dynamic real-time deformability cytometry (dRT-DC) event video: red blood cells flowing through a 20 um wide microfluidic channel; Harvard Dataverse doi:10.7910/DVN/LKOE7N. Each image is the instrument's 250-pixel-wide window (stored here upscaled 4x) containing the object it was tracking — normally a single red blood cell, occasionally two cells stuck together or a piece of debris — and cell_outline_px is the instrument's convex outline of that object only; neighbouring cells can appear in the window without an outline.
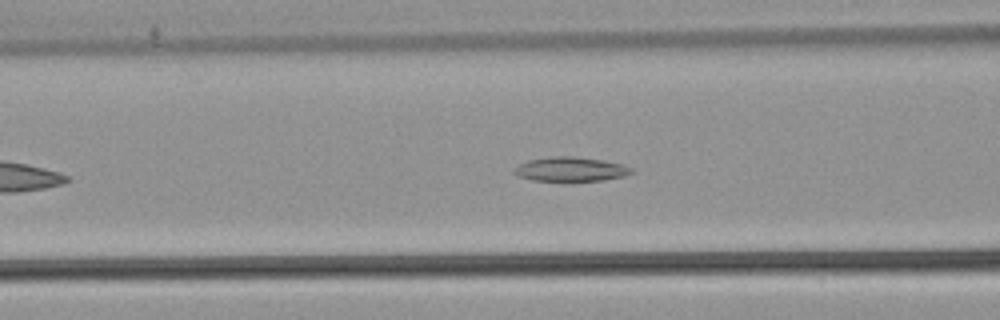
{"species": "common noctule bat (a hibernating species)", "species_latin": "Nyctalus noctula", "temperature_condition": "warm", "stored_images_in_passage": 37, "camera_frame_rate_fps": 3000, "um_per_image_px": 0.085, "animal": {"sex": "male", "body_mass_g": 21.5, "forearm_length_mm": 52.0}, "frame": {"image": 1, "passage_image": 12, "time_ms": 3.667, "image_size_px": [1000, 320], "cell_outline_px": [[632, 172], [624, 176], [604, 180], [568, 184], [532, 180], [516, 176], [512, 172], [520, 164], [528, 160], [552, 156], [572, 156], [604, 160], [620, 164], [632, 168]], "centroid_in_image_um": [48.46, 14.43], "position_along_channel_um": 118.1, "area_um2": 17.4}}
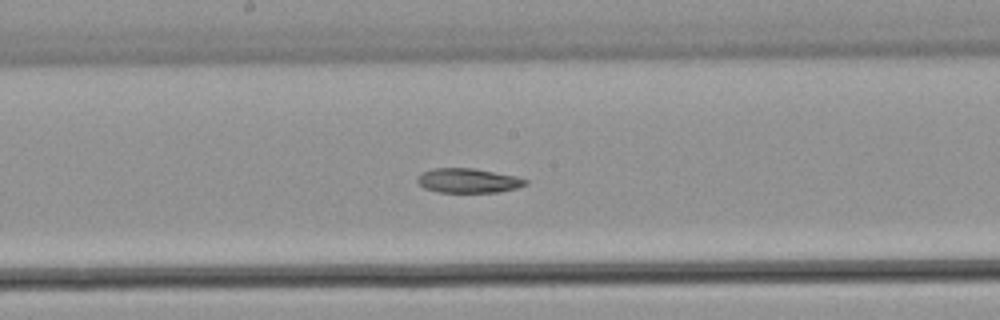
{"frame": {"image": 2, "passage_image": 19, "time_ms": 6.0, "image_size_px": [1000, 320], "cell_outline_px": [[528, 184], [516, 188], [500, 192], [436, 192], [424, 188], [416, 180], [424, 172], [436, 168], [472, 168], [516, 176], [528, 180]], "centroid_in_image_um": [39.83, 15.36], "position_along_channel_um": 208.4, "area_um2": 15.26}}
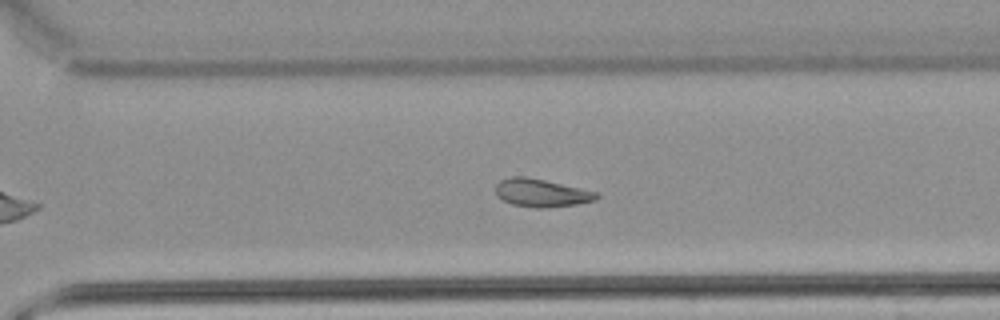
{"frame": {"image": 3, "passage_image": 28, "time_ms": 9.0, "image_size_px": [1000, 320], "cell_outline_px": [[600, 196], [596, 200], [576, 204], [548, 208], [536, 208], [512, 204], [496, 196], [496, 184], [500, 180], [512, 176], [524, 176], [544, 180], [600, 192]], "centroid_in_image_um": [46.04, 16.4], "position_along_channel_um": 324.6, "area_um2": 16.53}, "authors_computed_cell_mechanics": {"area_um2": 16.7042, "velocity_mm_per_s": 3.8746, "shape_relaxation_time_tau1_ms": null, "shape_relaxation_time_tau2_ms": 10.2386, "deformation_change_tau1": null, "deformation_change_tau2": 0.1821}}